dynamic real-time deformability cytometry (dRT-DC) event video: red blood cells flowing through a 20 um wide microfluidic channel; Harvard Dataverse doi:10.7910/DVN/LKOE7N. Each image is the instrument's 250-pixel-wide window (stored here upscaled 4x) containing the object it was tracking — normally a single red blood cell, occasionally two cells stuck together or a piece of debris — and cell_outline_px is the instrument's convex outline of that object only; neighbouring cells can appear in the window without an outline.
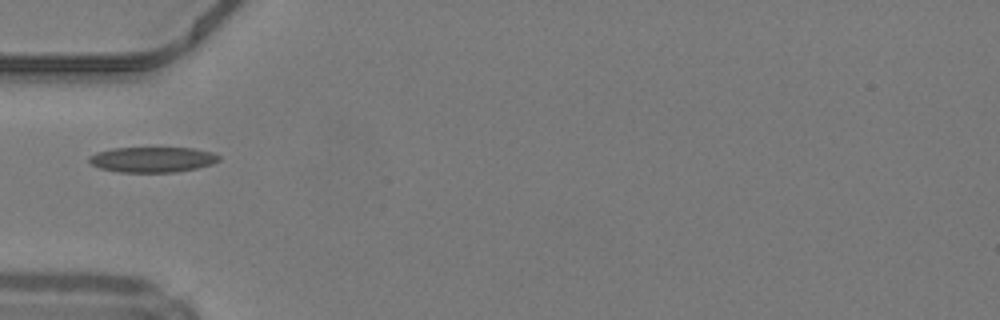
{"species": "common noctule bat (a hibernating species)", "species_latin": "Nyctalus noctula", "temperature_condition": "warm", "stored_images_in_passage": 33, "camera_frame_rate_fps": 3000, "um_per_image_px": 0.085, "animal": {"sex": "male", "body_mass_g": 19.2, "forearm_length_mm": 51.8}, "frame": {"image": 1, "passage_image": 1, "time_ms": 0.0, "image_size_px": [1000, 320], "cell_outline_px": [[220, 160], [212, 164], [196, 168], [176, 172], [120, 172], [100, 168], [92, 164], [88, 160], [88, 156], [96, 152], [112, 148], [192, 148], [212, 152], [220, 156]], "centroid_in_image_um": [12.95, 13.56], "position_along_channel_um": 72.1, "area_um2": 19.19}}
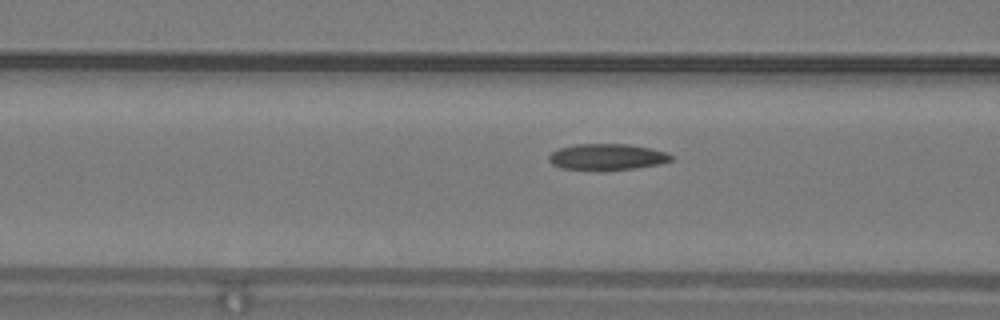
{"frame": {"image": 2, "passage_image": 4, "time_ms": 1.0, "image_size_px": [1000, 320], "cell_outline_px": [[676, 156], [672, 160], [660, 164], [636, 168], [604, 172], [600, 172], [560, 168], [552, 164], [548, 160], [548, 156], [552, 152], [560, 148], [576, 144], [628, 144], [652, 148], [668, 152]], "centroid_in_image_um": [51.63, 13.36], "position_along_channel_um": 115.0, "area_um2": 19.42}}
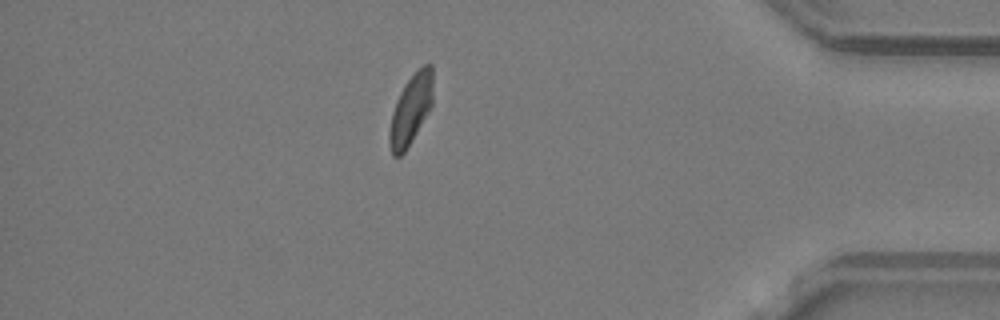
{"frame": {"image": 3, "passage_image": 27, "time_ms": 8.667, "image_size_px": [1000, 320], "cell_outline_px": [[432, 104], [428, 112], [404, 152], [400, 156], [392, 156], [388, 144], [388, 132], [392, 112], [396, 100], [404, 84], [424, 64], [432, 64]], "centroid_in_image_um": [34.88, 9.33], "position_along_channel_um": 400.3, "area_um2": 17.51}, "authors_computed_cell_mechanics": {"area_um2": 18.6116, "velocity_mm_per_s": 4.2318, "shape_relaxation_time_tau1_ms": null, "shape_relaxation_time_tau2_ms": 1.5253, "deformation_change_tau1": null, "deformation_change_tau2": 0.0608}}